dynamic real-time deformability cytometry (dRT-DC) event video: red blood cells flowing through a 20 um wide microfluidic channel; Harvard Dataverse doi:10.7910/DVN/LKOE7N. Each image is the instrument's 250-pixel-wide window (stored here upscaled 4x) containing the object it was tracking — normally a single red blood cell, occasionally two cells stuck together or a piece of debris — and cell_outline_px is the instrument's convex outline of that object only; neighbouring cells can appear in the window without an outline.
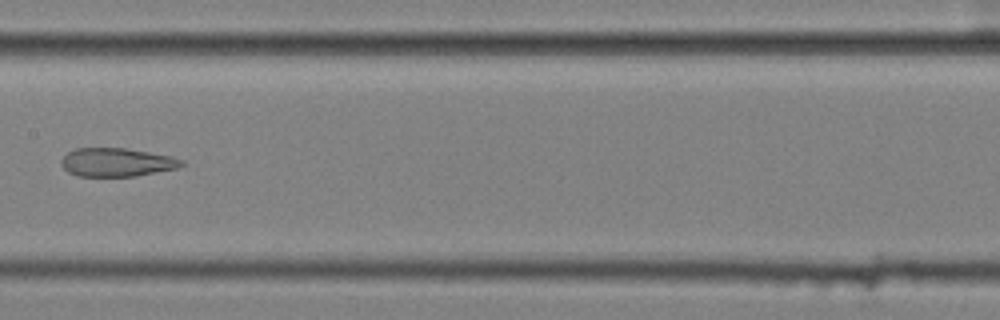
{"species": "common noctule bat (a hibernating species)", "species_latin": "Nyctalus noctula", "temperature_condition": "cold", "stored_images_in_passage": 14, "camera_frame_rate_fps": 3000, "um_per_image_px": 0.085, "animal": {"sex": "female", "body_mass_g": 25.1}, "frame": {"image": 1, "passage_image": 8, "time_ms": 2.333, "image_size_px": [1000, 320], "cell_outline_px": [[184, 164], [176, 168], [136, 176], [76, 176], [68, 172], [60, 164], [60, 160], [68, 152], [76, 148], [124, 148], [172, 156], [184, 160]], "centroid_in_image_um": [9.9, 13.79], "position_along_channel_um": 197.5, "area_um2": 19.94}}
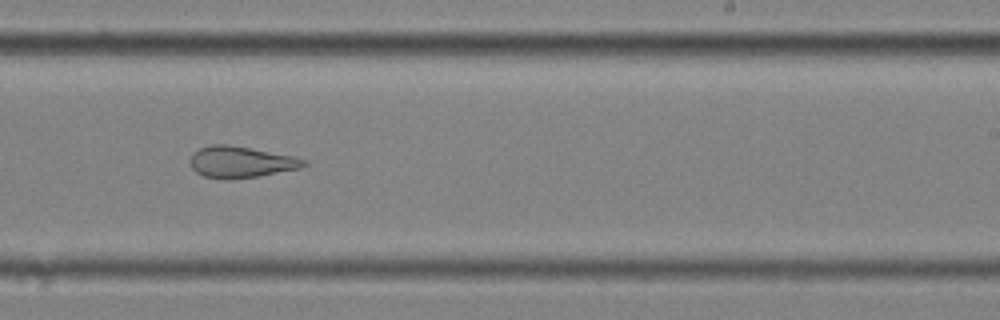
{"frame": {"image": 2, "passage_image": 10, "time_ms": 3.0, "image_size_px": [1000, 320], "cell_outline_px": [[308, 164], [300, 168], [260, 176], [204, 176], [196, 172], [192, 168], [188, 160], [192, 152], [200, 148], [212, 144], [228, 144], [292, 156], [308, 160]], "centroid_in_image_um": [20.47, 13.72], "position_along_channel_um": 268.5, "area_um2": 20.11}}